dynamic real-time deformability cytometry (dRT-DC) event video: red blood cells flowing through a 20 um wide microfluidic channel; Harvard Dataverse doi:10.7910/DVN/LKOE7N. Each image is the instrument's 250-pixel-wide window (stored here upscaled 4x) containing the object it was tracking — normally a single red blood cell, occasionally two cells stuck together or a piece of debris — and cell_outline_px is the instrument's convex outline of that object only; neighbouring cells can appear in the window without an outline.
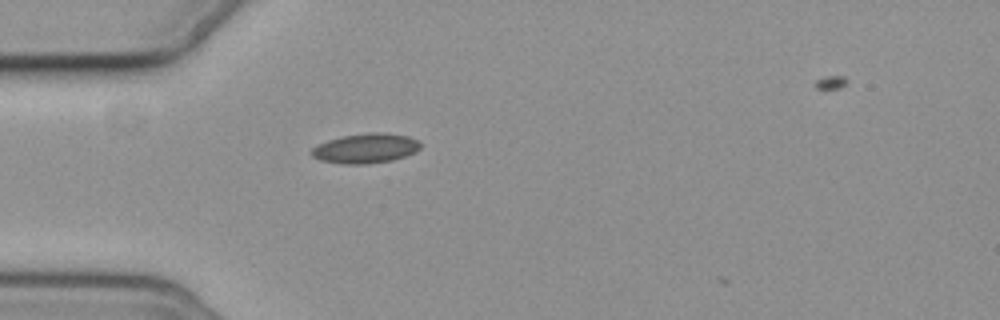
{"species": "common noctule bat (a hibernating species)", "species_latin": "Nyctalus noctula", "temperature_condition": "cold", "stored_images_in_passage": 3, "camera_frame_rate_fps": 3000, "um_per_image_px": 0.085, "animal": {"sex": "female", "body_mass_g": 19.3, "forearm_length_mm": 54.1}, "frame": {"image": 1, "passage_image": 3, "time_ms": 2.333, "image_size_px": [1000, 320], "cell_outline_px": [[420, 148], [416, 152], [392, 160], [368, 164], [344, 164], [320, 160], [312, 156], [308, 152], [316, 144], [328, 140], [344, 136], [368, 132], [384, 132], [408, 136], [416, 140], [420, 144]], "centroid_in_image_um": [31.04, 12.61], "position_along_channel_um": 54.0, "area_um2": 18.96}}